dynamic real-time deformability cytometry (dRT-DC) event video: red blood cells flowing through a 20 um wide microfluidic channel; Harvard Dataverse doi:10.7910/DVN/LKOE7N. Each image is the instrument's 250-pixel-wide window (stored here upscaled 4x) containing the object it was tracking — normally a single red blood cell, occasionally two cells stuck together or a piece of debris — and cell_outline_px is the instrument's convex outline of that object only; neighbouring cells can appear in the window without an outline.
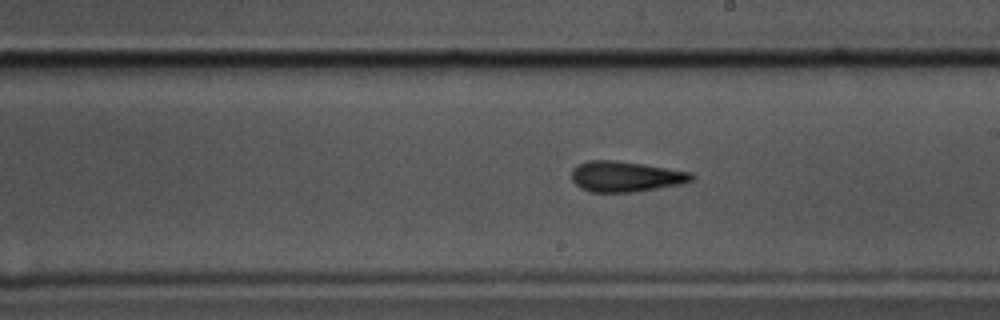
{"species": "common noctule bat (a hibernating species)", "species_latin": "Nyctalus noctula", "temperature_condition": "cold", "stored_images_in_passage": 60, "camera_frame_rate_fps": 3000, "um_per_image_px": 0.085, "animal": {"sex": "male", "body_mass_g": 17.5, "forearm_length_mm": 52.3}, "frame": {"image": 1, "passage_image": 33, "time_ms": 10.667, "image_size_px": [1000, 320], "cell_outline_px": [[696, 176], [692, 180], [680, 184], [636, 192], [592, 192], [580, 188], [572, 180], [572, 168], [588, 160], [616, 160], [644, 164], [692, 172]], "centroid_in_image_um": [53.19, 15.0], "position_along_channel_um": 235.8, "area_um2": 21.44}}
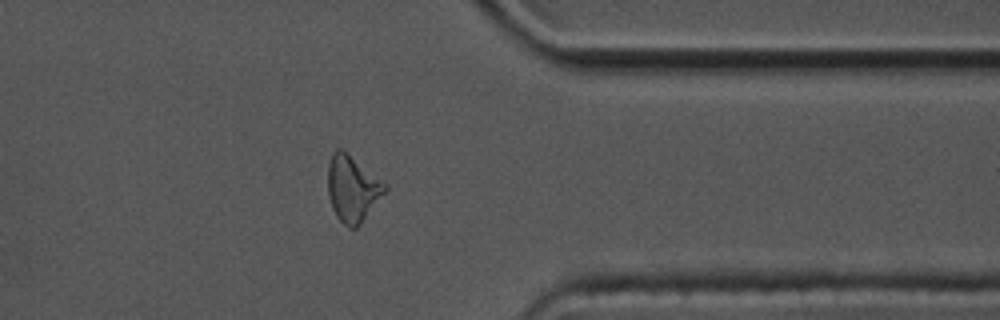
{"frame": {"image": 2, "passage_image": 47, "time_ms": 15.333, "image_size_px": [1000, 320], "cell_outline_px": [[388, 188], [360, 224], [356, 228], [348, 228], [336, 216], [332, 208], [328, 196], [328, 164], [332, 152], [336, 148], [340, 148], [388, 184]], "centroid_in_image_um": [29.95, 16.03], "position_along_channel_um": 381.5, "area_um2": 21.85}}
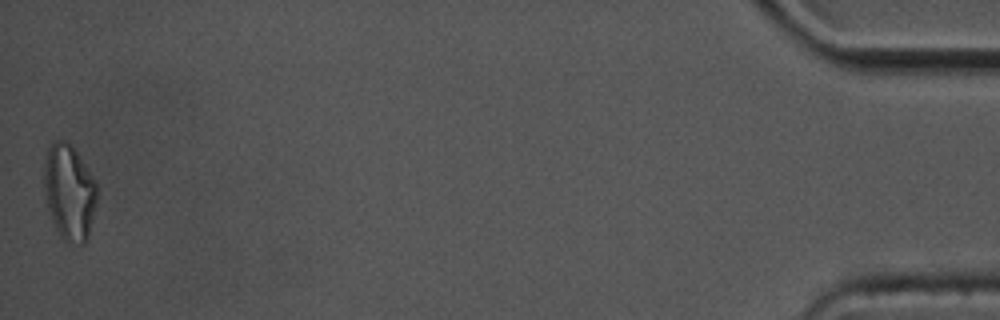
{"frame": {"image": 3, "passage_image": 59, "time_ms": 19.333, "image_size_px": [1000, 320], "cell_outline_px": [[96, 204], [88, 236], [84, 244], [68, 244], [60, 236], [52, 220], [48, 208], [44, 188], [44, 164], [48, 148], [52, 140], [64, 140], [72, 144], [92, 176], [96, 184]], "centroid_in_image_um": [5.88, 16.33], "position_along_channel_um": 429.3, "area_um2": 29.48}}